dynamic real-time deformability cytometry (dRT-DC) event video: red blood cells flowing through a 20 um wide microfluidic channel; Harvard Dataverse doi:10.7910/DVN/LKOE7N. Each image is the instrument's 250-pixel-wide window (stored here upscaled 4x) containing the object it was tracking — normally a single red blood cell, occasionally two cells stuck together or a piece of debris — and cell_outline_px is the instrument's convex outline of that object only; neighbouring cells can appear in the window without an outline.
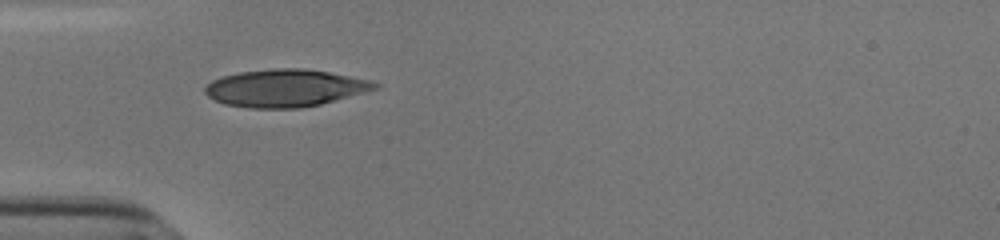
{"species": "human", "species_latin": "Homo sapiens", "temperature_condition": "cold", "stored_images_in_passage": 28, "camera_frame_rate_fps": 3000, "um_per_image_px": 0.085, "donor": {"sex": "male"}, "frame": {"image": 1, "passage_image": 1, "time_ms": 0.0, "image_size_px": [1000, 240], "cell_outline_px": [[380, 88], [320, 104], [300, 108], [248, 108], [224, 104], [212, 100], [204, 92], [204, 88], [212, 80], [224, 76], [240, 72], [272, 68], [304, 68], [328, 72], [372, 80], [380, 84]], "centroid_in_image_um": [24.24, 7.49], "position_along_channel_um": 60.8, "area_um2": 37.17}}
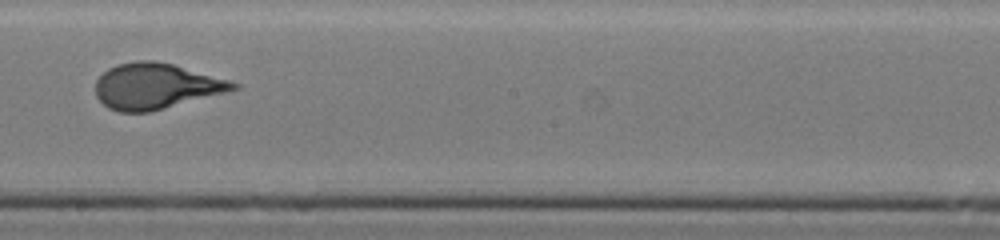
{"frame": {"image": 2, "passage_image": 15, "time_ms": 4.667, "image_size_px": [1000, 240], "cell_outline_px": [[240, 88], [232, 92], [148, 112], [120, 112], [108, 108], [96, 96], [96, 80], [108, 68], [116, 64], [136, 60], [152, 60], [172, 64], [228, 80], [240, 84]], "centroid_in_image_um": [13.28, 7.33], "position_along_channel_um": 234.9, "area_um2": 36.82}}
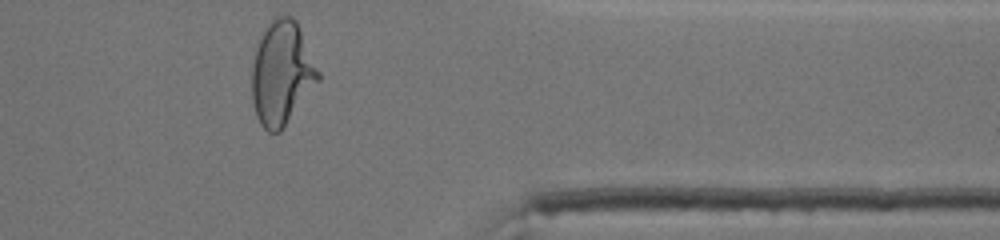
{"frame": {"image": 3, "passage_image": 28, "time_ms": 9.0, "image_size_px": [1000, 240], "cell_outline_px": [[320, 80], [280, 132], [268, 132], [260, 124], [256, 116], [252, 100], [252, 64], [256, 48], [264, 28], [276, 16], [292, 16], [296, 20], [320, 72]], "centroid_in_image_um": [23.95, 6.23], "position_along_channel_um": 387.5, "area_um2": 40.0}, "authors_computed_cell_mechanics": {"area_um2": 36.7897, "velocity_mm_per_s": 3.8183, "shape_relaxation_time_tau1_ms": 4.9046, "shape_relaxation_time_tau2_ms": null, "deformation_change_tau1": 0.2175, "deformation_change_tau2": null}}